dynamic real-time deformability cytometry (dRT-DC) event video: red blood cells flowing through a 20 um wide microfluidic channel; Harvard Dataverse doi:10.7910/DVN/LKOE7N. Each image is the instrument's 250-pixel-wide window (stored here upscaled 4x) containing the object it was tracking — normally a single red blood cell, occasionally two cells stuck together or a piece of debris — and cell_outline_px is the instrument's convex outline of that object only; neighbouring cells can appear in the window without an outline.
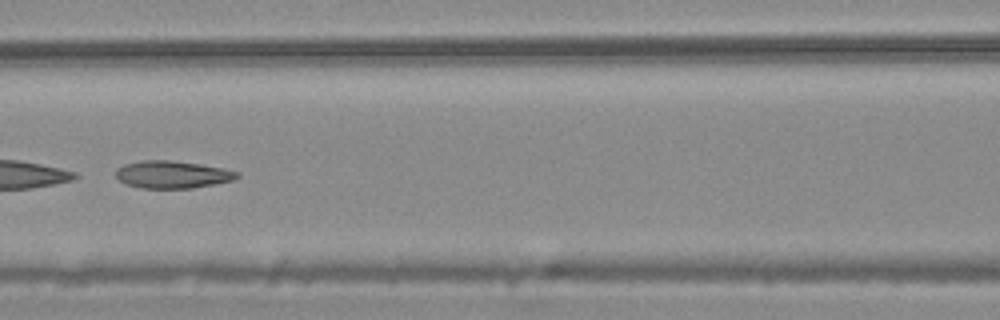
{"species": "common noctule bat (a hibernating species)", "species_latin": "Nyctalus noctula", "temperature_condition": "warm", "stored_images_in_passage": 9, "camera_frame_rate_fps": 3000, "um_per_image_px": 0.085, "animal": {"sex": "male", "body_mass_g": 20.4}, "frame": {"image": 1, "passage_image": 7, "time_ms": 2.0, "image_size_px": [1000, 320], "cell_outline_px": [[240, 176], [232, 180], [192, 188], [140, 188], [124, 184], [116, 176], [116, 168], [124, 164], [144, 160], [168, 160], [200, 164], [240, 172]], "centroid_in_image_um": [14.61, 14.83], "position_along_channel_um": 152.0, "area_um2": 19.25}}
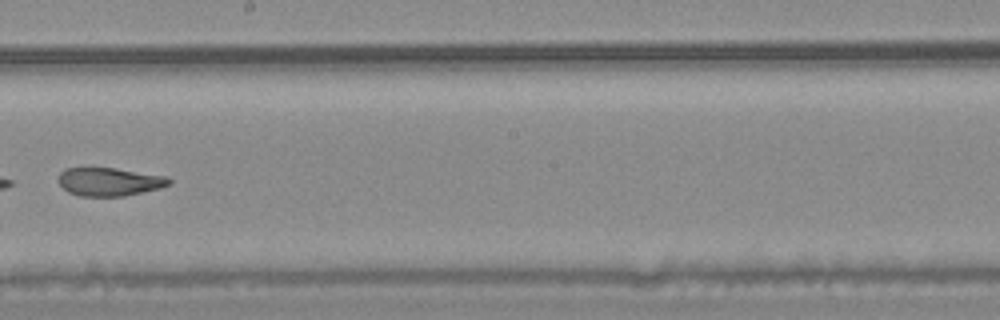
{"frame": {"image": 2, "passage_image": 9, "time_ms": 2.667, "image_size_px": [1000, 320], "cell_outline_px": [[172, 180], [168, 184], [160, 188], [124, 196], [80, 196], [68, 192], [60, 184], [60, 172], [64, 168], [92, 164], [168, 176]], "centroid_in_image_um": [9.26, 15.39], "position_along_channel_um": 238.9, "area_um2": 18.96}}